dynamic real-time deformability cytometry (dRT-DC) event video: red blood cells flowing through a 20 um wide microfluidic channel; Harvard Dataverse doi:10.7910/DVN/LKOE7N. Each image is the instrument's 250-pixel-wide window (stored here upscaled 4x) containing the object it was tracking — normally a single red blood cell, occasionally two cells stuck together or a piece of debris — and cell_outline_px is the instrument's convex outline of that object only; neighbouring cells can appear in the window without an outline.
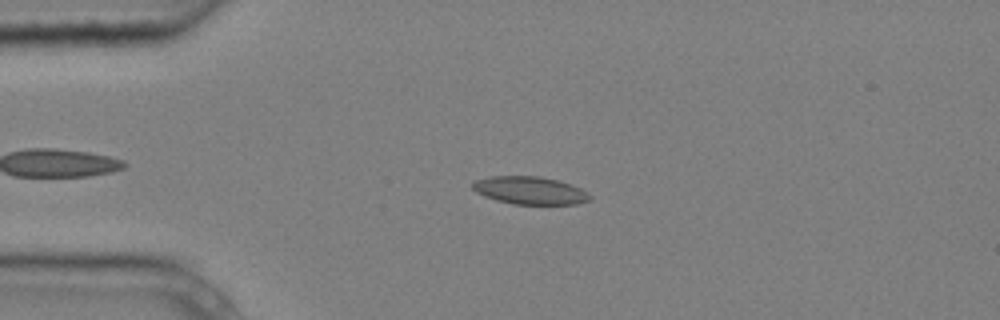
{"species": "common noctule bat (a hibernating species)", "species_latin": "Nyctalus noctula", "temperature_condition": "cold", "stored_images_in_passage": 9, "camera_frame_rate_fps": 3000, "um_per_image_px": 0.085, "animal": {"sex": "male", "body_mass_g": 20.4}, "frame": {"image": 1, "passage_image": 4, "time_ms": 1.0, "image_size_px": [1000, 320], "cell_outline_px": [[592, 200], [576, 204], [512, 204], [496, 200], [484, 196], [476, 192], [472, 188], [472, 180], [488, 176], [540, 176], [556, 180], [580, 188], [588, 192], [592, 196]], "centroid_in_image_um": [45.01, 16.19], "position_along_channel_um": 40.0, "area_um2": 19.13}}
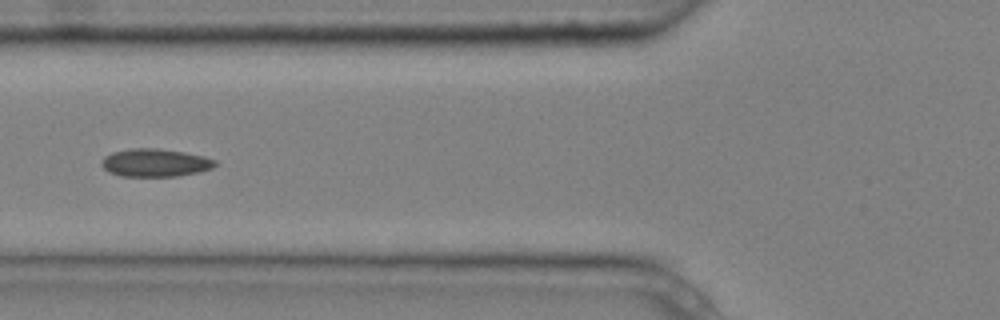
{"frame": {"image": 2, "passage_image": 6, "time_ms": 1.667, "image_size_px": [1000, 320], "cell_outline_px": [[216, 164], [212, 168], [200, 172], [180, 176], [120, 176], [108, 172], [100, 164], [104, 156], [112, 152], [132, 148], [156, 148], [184, 152], [204, 156], [216, 160]], "centroid_in_image_um": [13.18, 13.83], "position_along_channel_um": 112.6, "area_um2": 18.61}}
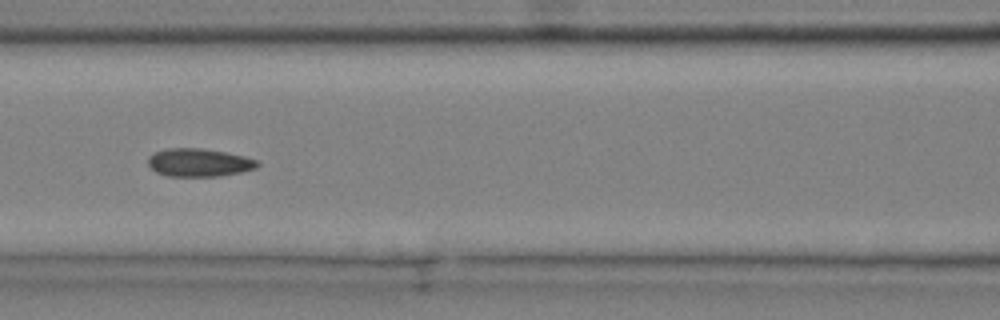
{"frame": {"image": 3, "passage_image": 7, "time_ms": 2.0, "image_size_px": [1000, 320], "cell_outline_px": [[260, 164], [256, 168], [240, 172], [220, 176], [168, 176], [156, 172], [148, 164], [148, 156], [152, 152], [168, 148], [204, 148], [244, 156], [256, 160]], "centroid_in_image_um": [16.88, 13.81], "position_along_channel_um": 149.7, "area_um2": 17.92}}